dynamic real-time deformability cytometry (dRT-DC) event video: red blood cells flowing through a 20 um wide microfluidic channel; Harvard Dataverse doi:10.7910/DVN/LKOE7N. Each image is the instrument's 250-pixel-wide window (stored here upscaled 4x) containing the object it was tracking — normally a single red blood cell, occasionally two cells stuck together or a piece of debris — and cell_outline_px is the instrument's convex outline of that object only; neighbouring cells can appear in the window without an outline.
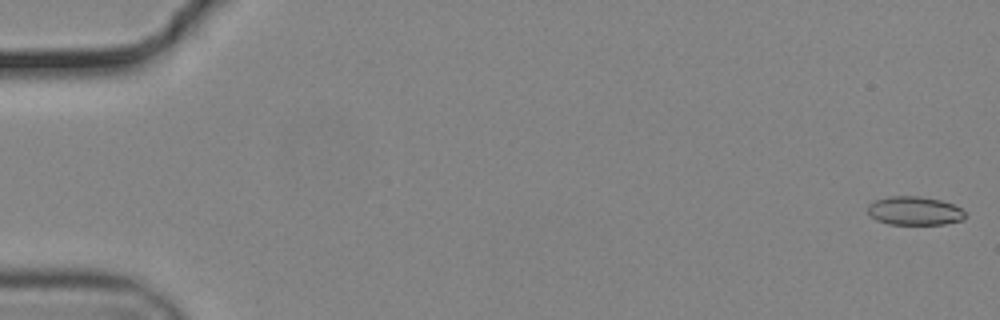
{"species": "common noctule bat (a hibernating species)", "species_latin": "Nyctalus noctula", "temperature_condition": "cold", "stored_images_in_passage": 56, "camera_frame_rate_fps": 3000, "um_per_image_px": 0.085, "animal": {"sex": "male", "body_mass_g": 19.2, "forearm_length_mm": 51.8}, "frame": {"image": 1, "passage_image": 1, "time_ms": 0.0, "image_size_px": [1000, 320], "cell_outline_px": [[964, 220], [944, 224], [888, 224], [876, 220], [868, 212], [868, 204], [876, 200], [888, 196], [920, 196], [940, 200], [952, 204], [960, 208], [964, 212]], "centroid_in_image_um": [77.72, 17.92], "position_along_channel_um": 7.3, "area_um2": 16.18}}
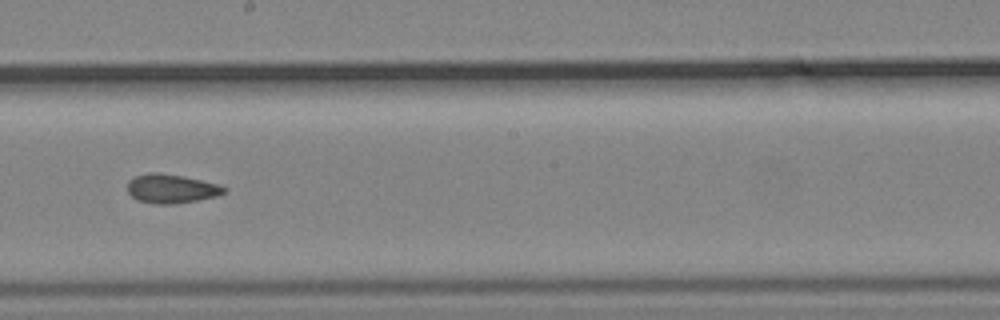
{"frame": {"image": 2, "passage_image": 32, "time_ms": 10.333, "image_size_px": [1000, 320], "cell_outline_px": [[228, 188], [224, 192], [216, 196], [196, 200], [172, 204], [156, 204], [136, 200], [128, 192], [128, 180], [136, 176], [148, 172], [160, 172], [184, 176], [220, 184]], "centroid_in_image_um": [14.56, 16.02], "position_along_channel_um": 233.6, "area_um2": 16.42}}
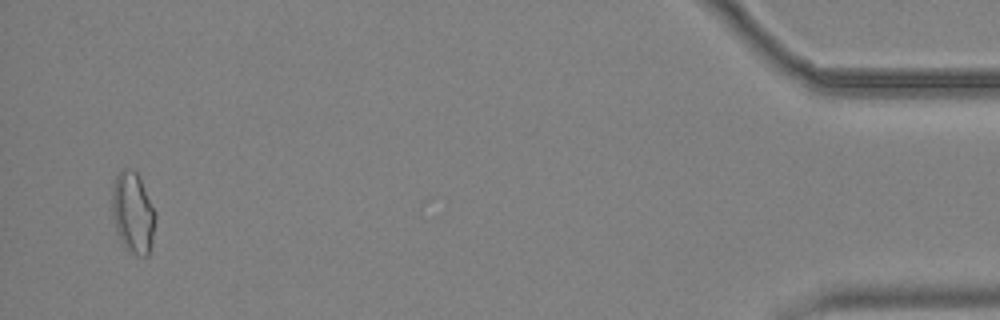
{"frame": {"image": 3, "passage_image": 54, "time_ms": 17.667, "image_size_px": [1000, 320], "cell_outline_px": [[156, 216], [152, 240], [148, 256], [136, 256], [124, 248], [116, 232], [112, 212], [112, 184], [116, 176], [124, 168], [132, 168], [140, 176], [156, 212]], "centroid_in_image_um": [11.3, 18.08], "position_along_channel_um": 423.9, "area_um2": 20.87}, "authors_computed_cell_mechanics": {"area_um2": 16.5308, "velocity_mm_per_s": 3.716, "shape_relaxation_time_tau1_ms": null, "shape_relaxation_time_tau2_ms": 4.4032, "deformation_change_tau1": null, "deformation_change_tau2": 0.0754}}